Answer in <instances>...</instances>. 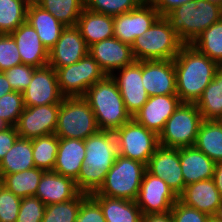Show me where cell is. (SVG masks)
Wrapping results in <instances>:
<instances>
[{
  "label": "cell",
  "instance_id": "6da1fadb",
  "mask_svg": "<svg viewBox=\"0 0 222 222\" xmlns=\"http://www.w3.org/2000/svg\"><path fill=\"white\" fill-rule=\"evenodd\" d=\"M173 61L177 96L181 103L196 104L220 66L190 44H184Z\"/></svg>",
  "mask_w": 222,
  "mask_h": 222
},
{
  "label": "cell",
  "instance_id": "11a10c76",
  "mask_svg": "<svg viewBox=\"0 0 222 222\" xmlns=\"http://www.w3.org/2000/svg\"><path fill=\"white\" fill-rule=\"evenodd\" d=\"M207 1L212 2V3H216L222 7V0H207Z\"/></svg>",
  "mask_w": 222,
  "mask_h": 222
},
{
  "label": "cell",
  "instance_id": "836d02e7",
  "mask_svg": "<svg viewBox=\"0 0 222 222\" xmlns=\"http://www.w3.org/2000/svg\"><path fill=\"white\" fill-rule=\"evenodd\" d=\"M38 5L64 26H76L78 18L85 9V0H40Z\"/></svg>",
  "mask_w": 222,
  "mask_h": 222
},
{
  "label": "cell",
  "instance_id": "816d5d0a",
  "mask_svg": "<svg viewBox=\"0 0 222 222\" xmlns=\"http://www.w3.org/2000/svg\"><path fill=\"white\" fill-rule=\"evenodd\" d=\"M214 217L218 221L222 222V201H221V204L218 206L217 211L214 214Z\"/></svg>",
  "mask_w": 222,
  "mask_h": 222
},
{
  "label": "cell",
  "instance_id": "db71d44e",
  "mask_svg": "<svg viewBox=\"0 0 222 222\" xmlns=\"http://www.w3.org/2000/svg\"><path fill=\"white\" fill-rule=\"evenodd\" d=\"M7 127V125L5 124L4 121H2V119H0V130H3Z\"/></svg>",
  "mask_w": 222,
  "mask_h": 222
},
{
  "label": "cell",
  "instance_id": "7402d4cb",
  "mask_svg": "<svg viewBox=\"0 0 222 222\" xmlns=\"http://www.w3.org/2000/svg\"><path fill=\"white\" fill-rule=\"evenodd\" d=\"M178 199L209 216H214L222 201L213 178L186 185Z\"/></svg>",
  "mask_w": 222,
  "mask_h": 222
},
{
  "label": "cell",
  "instance_id": "7c38bea8",
  "mask_svg": "<svg viewBox=\"0 0 222 222\" xmlns=\"http://www.w3.org/2000/svg\"><path fill=\"white\" fill-rule=\"evenodd\" d=\"M159 17V12L146 0L136 9L113 16L114 37L132 46Z\"/></svg>",
  "mask_w": 222,
  "mask_h": 222
},
{
  "label": "cell",
  "instance_id": "6f0895ef",
  "mask_svg": "<svg viewBox=\"0 0 222 222\" xmlns=\"http://www.w3.org/2000/svg\"><path fill=\"white\" fill-rule=\"evenodd\" d=\"M4 188V185H3V182H2V179L0 178V191Z\"/></svg>",
  "mask_w": 222,
  "mask_h": 222
},
{
  "label": "cell",
  "instance_id": "ba28073f",
  "mask_svg": "<svg viewBox=\"0 0 222 222\" xmlns=\"http://www.w3.org/2000/svg\"><path fill=\"white\" fill-rule=\"evenodd\" d=\"M202 121L196 104L180 103L158 135L159 145L178 149L194 146Z\"/></svg>",
  "mask_w": 222,
  "mask_h": 222
},
{
  "label": "cell",
  "instance_id": "f546056e",
  "mask_svg": "<svg viewBox=\"0 0 222 222\" xmlns=\"http://www.w3.org/2000/svg\"><path fill=\"white\" fill-rule=\"evenodd\" d=\"M215 163L222 161V126L217 120H203L194 145Z\"/></svg>",
  "mask_w": 222,
  "mask_h": 222
},
{
  "label": "cell",
  "instance_id": "2e32d148",
  "mask_svg": "<svg viewBox=\"0 0 222 222\" xmlns=\"http://www.w3.org/2000/svg\"><path fill=\"white\" fill-rule=\"evenodd\" d=\"M146 171L160 177L179 196L185 188L179 149L159 145L146 165Z\"/></svg>",
  "mask_w": 222,
  "mask_h": 222
},
{
  "label": "cell",
  "instance_id": "bcb514c9",
  "mask_svg": "<svg viewBox=\"0 0 222 222\" xmlns=\"http://www.w3.org/2000/svg\"><path fill=\"white\" fill-rule=\"evenodd\" d=\"M19 134L15 126H7L0 130V161L16 142Z\"/></svg>",
  "mask_w": 222,
  "mask_h": 222
},
{
  "label": "cell",
  "instance_id": "681fc988",
  "mask_svg": "<svg viewBox=\"0 0 222 222\" xmlns=\"http://www.w3.org/2000/svg\"><path fill=\"white\" fill-rule=\"evenodd\" d=\"M213 180L215 182L217 190L220 193V196L222 197V161L217 162L215 165Z\"/></svg>",
  "mask_w": 222,
  "mask_h": 222
},
{
  "label": "cell",
  "instance_id": "5bb4252c",
  "mask_svg": "<svg viewBox=\"0 0 222 222\" xmlns=\"http://www.w3.org/2000/svg\"><path fill=\"white\" fill-rule=\"evenodd\" d=\"M110 76L119 88L127 112L133 117L149 98L142 84V61L135 60Z\"/></svg>",
  "mask_w": 222,
  "mask_h": 222
},
{
  "label": "cell",
  "instance_id": "7dc6e473",
  "mask_svg": "<svg viewBox=\"0 0 222 222\" xmlns=\"http://www.w3.org/2000/svg\"><path fill=\"white\" fill-rule=\"evenodd\" d=\"M159 12L160 16H165L174 8L183 5L191 0H148Z\"/></svg>",
  "mask_w": 222,
  "mask_h": 222
},
{
  "label": "cell",
  "instance_id": "7a4b0ae2",
  "mask_svg": "<svg viewBox=\"0 0 222 222\" xmlns=\"http://www.w3.org/2000/svg\"><path fill=\"white\" fill-rule=\"evenodd\" d=\"M84 142L85 158L75 183L80 192L91 194L103 184L107 172L117 158L118 149L113 131L100 130Z\"/></svg>",
  "mask_w": 222,
  "mask_h": 222
},
{
  "label": "cell",
  "instance_id": "d590c367",
  "mask_svg": "<svg viewBox=\"0 0 222 222\" xmlns=\"http://www.w3.org/2000/svg\"><path fill=\"white\" fill-rule=\"evenodd\" d=\"M27 7L23 0H0V34H11L25 23Z\"/></svg>",
  "mask_w": 222,
  "mask_h": 222
},
{
  "label": "cell",
  "instance_id": "8992f818",
  "mask_svg": "<svg viewBox=\"0 0 222 222\" xmlns=\"http://www.w3.org/2000/svg\"><path fill=\"white\" fill-rule=\"evenodd\" d=\"M146 165L117 155L100 188L89 195H103L135 201L141 186Z\"/></svg>",
  "mask_w": 222,
  "mask_h": 222
},
{
  "label": "cell",
  "instance_id": "484cf974",
  "mask_svg": "<svg viewBox=\"0 0 222 222\" xmlns=\"http://www.w3.org/2000/svg\"><path fill=\"white\" fill-rule=\"evenodd\" d=\"M76 27L88 47L104 39L114 37L113 16L84 9Z\"/></svg>",
  "mask_w": 222,
  "mask_h": 222
},
{
  "label": "cell",
  "instance_id": "680465c9",
  "mask_svg": "<svg viewBox=\"0 0 222 222\" xmlns=\"http://www.w3.org/2000/svg\"><path fill=\"white\" fill-rule=\"evenodd\" d=\"M222 126V116L217 120Z\"/></svg>",
  "mask_w": 222,
  "mask_h": 222
},
{
  "label": "cell",
  "instance_id": "e0dca14e",
  "mask_svg": "<svg viewBox=\"0 0 222 222\" xmlns=\"http://www.w3.org/2000/svg\"><path fill=\"white\" fill-rule=\"evenodd\" d=\"M89 54V47L76 26H66L49 50L48 65L57 70L78 62Z\"/></svg>",
  "mask_w": 222,
  "mask_h": 222
},
{
  "label": "cell",
  "instance_id": "60d3db41",
  "mask_svg": "<svg viewBox=\"0 0 222 222\" xmlns=\"http://www.w3.org/2000/svg\"><path fill=\"white\" fill-rule=\"evenodd\" d=\"M45 206L36 196L22 198L16 222H42Z\"/></svg>",
  "mask_w": 222,
  "mask_h": 222
},
{
  "label": "cell",
  "instance_id": "7bdbcfd3",
  "mask_svg": "<svg viewBox=\"0 0 222 222\" xmlns=\"http://www.w3.org/2000/svg\"><path fill=\"white\" fill-rule=\"evenodd\" d=\"M21 199L5 187L0 191V222H16Z\"/></svg>",
  "mask_w": 222,
  "mask_h": 222
},
{
  "label": "cell",
  "instance_id": "9f6ffc18",
  "mask_svg": "<svg viewBox=\"0 0 222 222\" xmlns=\"http://www.w3.org/2000/svg\"><path fill=\"white\" fill-rule=\"evenodd\" d=\"M208 222H220L214 216H210Z\"/></svg>",
  "mask_w": 222,
  "mask_h": 222
},
{
  "label": "cell",
  "instance_id": "ab89813d",
  "mask_svg": "<svg viewBox=\"0 0 222 222\" xmlns=\"http://www.w3.org/2000/svg\"><path fill=\"white\" fill-rule=\"evenodd\" d=\"M22 64L18 47L11 34H0V72Z\"/></svg>",
  "mask_w": 222,
  "mask_h": 222
},
{
  "label": "cell",
  "instance_id": "f6af8a7d",
  "mask_svg": "<svg viewBox=\"0 0 222 222\" xmlns=\"http://www.w3.org/2000/svg\"><path fill=\"white\" fill-rule=\"evenodd\" d=\"M173 222H208L209 215L187 206L179 199L170 211Z\"/></svg>",
  "mask_w": 222,
  "mask_h": 222
},
{
  "label": "cell",
  "instance_id": "d6986e66",
  "mask_svg": "<svg viewBox=\"0 0 222 222\" xmlns=\"http://www.w3.org/2000/svg\"><path fill=\"white\" fill-rule=\"evenodd\" d=\"M89 54L108 76L135 61L131 45L121 42L116 37L91 45Z\"/></svg>",
  "mask_w": 222,
  "mask_h": 222
},
{
  "label": "cell",
  "instance_id": "603a6c76",
  "mask_svg": "<svg viewBox=\"0 0 222 222\" xmlns=\"http://www.w3.org/2000/svg\"><path fill=\"white\" fill-rule=\"evenodd\" d=\"M80 191L72 178L62 176L55 171H44L35 194L45 205L70 201Z\"/></svg>",
  "mask_w": 222,
  "mask_h": 222
},
{
  "label": "cell",
  "instance_id": "f5cc1de1",
  "mask_svg": "<svg viewBox=\"0 0 222 222\" xmlns=\"http://www.w3.org/2000/svg\"><path fill=\"white\" fill-rule=\"evenodd\" d=\"M28 6L29 5H37L40 0H23Z\"/></svg>",
  "mask_w": 222,
  "mask_h": 222
},
{
  "label": "cell",
  "instance_id": "d6a6232c",
  "mask_svg": "<svg viewBox=\"0 0 222 222\" xmlns=\"http://www.w3.org/2000/svg\"><path fill=\"white\" fill-rule=\"evenodd\" d=\"M190 45L222 67V18L198 35Z\"/></svg>",
  "mask_w": 222,
  "mask_h": 222
},
{
  "label": "cell",
  "instance_id": "4316f807",
  "mask_svg": "<svg viewBox=\"0 0 222 222\" xmlns=\"http://www.w3.org/2000/svg\"><path fill=\"white\" fill-rule=\"evenodd\" d=\"M26 21L35 29L42 44L48 50L56 44L62 30L66 27L38 4L27 7Z\"/></svg>",
  "mask_w": 222,
  "mask_h": 222
},
{
  "label": "cell",
  "instance_id": "d4e9b609",
  "mask_svg": "<svg viewBox=\"0 0 222 222\" xmlns=\"http://www.w3.org/2000/svg\"><path fill=\"white\" fill-rule=\"evenodd\" d=\"M185 186L213 178L216 163L195 146L179 148Z\"/></svg>",
  "mask_w": 222,
  "mask_h": 222
},
{
  "label": "cell",
  "instance_id": "c3c4849f",
  "mask_svg": "<svg viewBox=\"0 0 222 222\" xmlns=\"http://www.w3.org/2000/svg\"><path fill=\"white\" fill-rule=\"evenodd\" d=\"M142 222H173L171 213L147 214L142 217Z\"/></svg>",
  "mask_w": 222,
  "mask_h": 222
},
{
  "label": "cell",
  "instance_id": "4dcf8cb0",
  "mask_svg": "<svg viewBox=\"0 0 222 222\" xmlns=\"http://www.w3.org/2000/svg\"><path fill=\"white\" fill-rule=\"evenodd\" d=\"M196 106L203 120H218L222 116V67L204 89Z\"/></svg>",
  "mask_w": 222,
  "mask_h": 222
},
{
  "label": "cell",
  "instance_id": "277c9868",
  "mask_svg": "<svg viewBox=\"0 0 222 222\" xmlns=\"http://www.w3.org/2000/svg\"><path fill=\"white\" fill-rule=\"evenodd\" d=\"M184 44L193 40L222 18V7L207 0H191L165 15Z\"/></svg>",
  "mask_w": 222,
  "mask_h": 222
},
{
  "label": "cell",
  "instance_id": "52a82bcc",
  "mask_svg": "<svg viewBox=\"0 0 222 222\" xmlns=\"http://www.w3.org/2000/svg\"><path fill=\"white\" fill-rule=\"evenodd\" d=\"M100 131L95 115L84 97H64L60 103L55 135L85 140Z\"/></svg>",
  "mask_w": 222,
  "mask_h": 222
},
{
  "label": "cell",
  "instance_id": "e575fe53",
  "mask_svg": "<svg viewBox=\"0 0 222 222\" xmlns=\"http://www.w3.org/2000/svg\"><path fill=\"white\" fill-rule=\"evenodd\" d=\"M58 147L59 137L55 134L32 139V151L35 167L44 171H53Z\"/></svg>",
  "mask_w": 222,
  "mask_h": 222
},
{
  "label": "cell",
  "instance_id": "ac0fdd59",
  "mask_svg": "<svg viewBox=\"0 0 222 222\" xmlns=\"http://www.w3.org/2000/svg\"><path fill=\"white\" fill-rule=\"evenodd\" d=\"M142 84L149 97L177 94L174 61L142 60Z\"/></svg>",
  "mask_w": 222,
  "mask_h": 222
},
{
  "label": "cell",
  "instance_id": "f1b7e54d",
  "mask_svg": "<svg viewBox=\"0 0 222 222\" xmlns=\"http://www.w3.org/2000/svg\"><path fill=\"white\" fill-rule=\"evenodd\" d=\"M32 139L18 137L11 149L0 161V178L34 168Z\"/></svg>",
  "mask_w": 222,
  "mask_h": 222
},
{
  "label": "cell",
  "instance_id": "9c48e42d",
  "mask_svg": "<svg viewBox=\"0 0 222 222\" xmlns=\"http://www.w3.org/2000/svg\"><path fill=\"white\" fill-rule=\"evenodd\" d=\"M118 154L147 165L159 146L158 135L134 118L114 131Z\"/></svg>",
  "mask_w": 222,
  "mask_h": 222
},
{
  "label": "cell",
  "instance_id": "f907efd6",
  "mask_svg": "<svg viewBox=\"0 0 222 222\" xmlns=\"http://www.w3.org/2000/svg\"><path fill=\"white\" fill-rule=\"evenodd\" d=\"M11 92H13V89L8 82L6 75L4 72H0V98Z\"/></svg>",
  "mask_w": 222,
  "mask_h": 222
},
{
  "label": "cell",
  "instance_id": "9a60e30c",
  "mask_svg": "<svg viewBox=\"0 0 222 222\" xmlns=\"http://www.w3.org/2000/svg\"><path fill=\"white\" fill-rule=\"evenodd\" d=\"M22 95L25 107L61 103L64 97L59 90L56 70L49 65L36 68Z\"/></svg>",
  "mask_w": 222,
  "mask_h": 222
},
{
  "label": "cell",
  "instance_id": "83f0119b",
  "mask_svg": "<svg viewBox=\"0 0 222 222\" xmlns=\"http://www.w3.org/2000/svg\"><path fill=\"white\" fill-rule=\"evenodd\" d=\"M99 205L106 222H142L143 214L136 201L90 195Z\"/></svg>",
  "mask_w": 222,
  "mask_h": 222
},
{
  "label": "cell",
  "instance_id": "f35d334b",
  "mask_svg": "<svg viewBox=\"0 0 222 222\" xmlns=\"http://www.w3.org/2000/svg\"><path fill=\"white\" fill-rule=\"evenodd\" d=\"M24 108L21 92L13 91L8 93L0 98V119L7 126H15Z\"/></svg>",
  "mask_w": 222,
  "mask_h": 222
},
{
  "label": "cell",
  "instance_id": "5b68a950",
  "mask_svg": "<svg viewBox=\"0 0 222 222\" xmlns=\"http://www.w3.org/2000/svg\"><path fill=\"white\" fill-rule=\"evenodd\" d=\"M183 45L169 21L160 16L131 47L136 61L173 60Z\"/></svg>",
  "mask_w": 222,
  "mask_h": 222
},
{
  "label": "cell",
  "instance_id": "b9f144b4",
  "mask_svg": "<svg viewBox=\"0 0 222 222\" xmlns=\"http://www.w3.org/2000/svg\"><path fill=\"white\" fill-rule=\"evenodd\" d=\"M36 68L31 65L19 64L4 71L13 91L23 92L32 80Z\"/></svg>",
  "mask_w": 222,
  "mask_h": 222
},
{
  "label": "cell",
  "instance_id": "ffe728a7",
  "mask_svg": "<svg viewBox=\"0 0 222 222\" xmlns=\"http://www.w3.org/2000/svg\"><path fill=\"white\" fill-rule=\"evenodd\" d=\"M181 101L177 94L150 96L142 108L132 117L157 135Z\"/></svg>",
  "mask_w": 222,
  "mask_h": 222
},
{
  "label": "cell",
  "instance_id": "3957f363",
  "mask_svg": "<svg viewBox=\"0 0 222 222\" xmlns=\"http://www.w3.org/2000/svg\"><path fill=\"white\" fill-rule=\"evenodd\" d=\"M84 98L89 103L100 130L114 132L132 118L111 76L107 75L91 86Z\"/></svg>",
  "mask_w": 222,
  "mask_h": 222
},
{
  "label": "cell",
  "instance_id": "ee69618b",
  "mask_svg": "<svg viewBox=\"0 0 222 222\" xmlns=\"http://www.w3.org/2000/svg\"><path fill=\"white\" fill-rule=\"evenodd\" d=\"M76 222H106L100 205L89 194L81 192V206Z\"/></svg>",
  "mask_w": 222,
  "mask_h": 222
},
{
  "label": "cell",
  "instance_id": "44dd1931",
  "mask_svg": "<svg viewBox=\"0 0 222 222\" xmlns=\"http://www.w3.org/2000/svg\"><path fill=\"white\" fill-rule=\"evenodd\" d=\"M23 64L40 68L48 65L49 50L42 44L35 29L26 21L11 33Z\"/></svg>",
  "mask_w": 222,
  "mask_h": 222
},
{
  "label": "cell",
  "instance_id": "74e56055",
  "mask_svg": "<svg viewBox=\"0 0 222 222\" xmlns=\"http://www.w3.org/2000/svg\"><path fill=\"white\" fill-rule=\"evenodd\" d=\"M146 0H85V8L97 13L116 16L139 7Z\"/></svg>",
  "mask_w": 222,
  "mask_h": 222
},
{
  "label": "cell",
  "instance_id": "30bf717a",
  "mask_svg": "<svg viewBox=\"0 0 222 222\" xmlns=\"http://www.w3.org/2000/svg\"><path fill=\"white\" fill-rule=\"evenodd\" d=\"M56 73L63 97H84L91 86L107 76L90 54L74 64L58 68Z\"/></svg>",
  "mask_w": 222,
  "mask_h": 222
},
{
  "label": "cell",
  "instance_id": "8d00e7d4",
  "mask_svg": "<svg viewBox=\"0 0 222 222\" xmlns=\"http://www.w3.org/2000/svg\"><path fill=\"white\" fill-rule=\"evenodd\" d=\"M81 206V192L72 200L45 206L42 222H76Z\"/></svg>",
  "mask_w": 222,
  "mask_h": 222
},
{
  "label": "cell",
  "instance_id": "8fae6325",
  "mask_svg": "<svg viewBox=\"0 0 222 222\" xmlns=\"http://www.w3.org/2000/svg\"><path fill=\"white\" fill-rule=\"evenodd\" d=\"M178 196L160 177L144 172L137 199L143 216L170 212Z\"/></svg>",
  "mask_w": 222,
  "mask_h": 222
},
{
  "label": "cell",
  "instance_id": "1f68e13d",
  "mask_svg": "<svg viewBox=\"0 0 222 222\" xmlns=\"http://www.w3.org/2000/svg\"><path fill=\"white\" fill-rule=\"evenodd\" d=\"M44 170L31 168L21 172L3 175L1 177L4 187L20 198L35 196L38 184Z\"/></svg>",
  "mask_w": 222,
  "mask_h": 222
},
{
  "label": "cell",
  "instance_id": "4fadbf2b",
  "mask_svg": "<svg viewBox=\"0 0 222 222\" xmlns=\"http://www.w3.org/2000/svg\"><path fill=\"white\" fill-rule=\"evenodd\" d=\"M60 103L25 107L15 125L19 137L34 139L54 134Z\"/></svg>",
  "mask_w": 222,
  "mask_h": 222
},
{
  "label": "cell",
  "instance_id": "cb8c5ba5",
  "mask_svg": "<svg viewBox=\"0 0 222 222\" xmlns=\"http://www.w3.org/2000/svg\"><path fill=\"white\" fill-rule=\"evenodd\" d=\"M85 152L84 140L59 138V147L53 171L75 181L83 165Z\"/></svg>",
  "mask_w": 222,
  "mask_h": 222
}]
</instances>
